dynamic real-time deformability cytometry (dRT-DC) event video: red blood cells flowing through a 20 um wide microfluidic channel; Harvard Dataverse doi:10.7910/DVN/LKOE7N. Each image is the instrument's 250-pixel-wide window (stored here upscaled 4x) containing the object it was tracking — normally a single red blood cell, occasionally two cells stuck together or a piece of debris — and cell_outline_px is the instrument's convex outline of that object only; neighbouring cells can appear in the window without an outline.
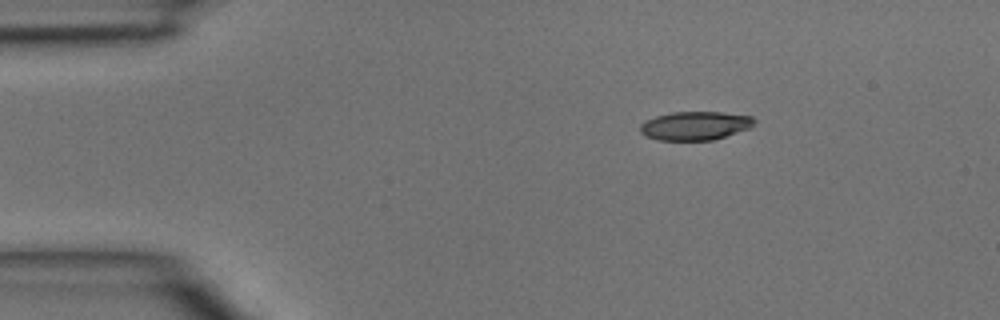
{"species": "common noctule bat (a hibernating species)", "species_latin": "Nyctalus noctula", "temperature_condition": "room temperature", "stored_images_in_passage": 3, "camera_frame_rate_fps": 3000, "um_per_image_px": 0.085, "animal": {"sex": "male", "body_mass_g": 15.6}, "frame": {"image": 1, "passage_image": 1, "time_ms": 0.0, "image_size_px": [1000, 320], "cell_outline_px": [[756, 120], [748, 128], [712, 140], [656, 140], [644, 136], [640, 132], [640, 124], [644, 120], [656, 116], [672, 112], [720, 112], [752, 116]], "centroid_in_image_um": [59.01, 10.68], "position_along_channel_um": 26.0, "area_um2": 18.96}}
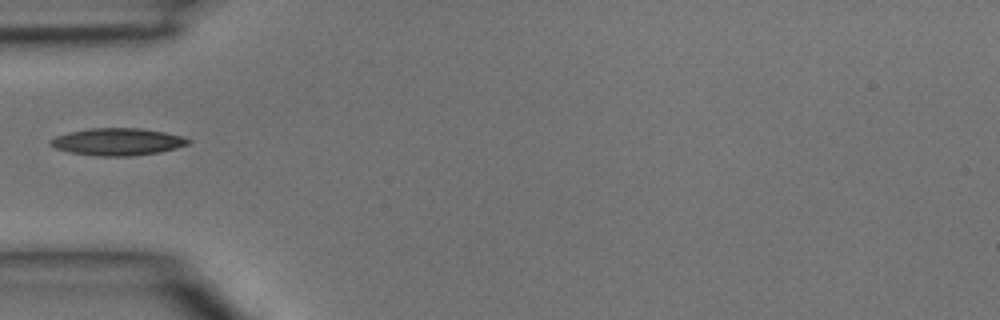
{"frame": {"image": 2, "passage_image": 3, "time_ms": 0.667, "image_size_px": [1000, 320], "cell_outline_px": [[192, 140], [188, 144], [176, 148], [160, 152], [132, 156], [96, 156], [68, 152], [56, 148], [48, 144], [48, 140], [56, 136], [68, 132], [88, 128], [140, 128], [164, 132], [184, 136]], "centroid_in_image_um": [9.98, 12.05], "position_along_channel_um": 75.0, "area_um2": 22.08}}